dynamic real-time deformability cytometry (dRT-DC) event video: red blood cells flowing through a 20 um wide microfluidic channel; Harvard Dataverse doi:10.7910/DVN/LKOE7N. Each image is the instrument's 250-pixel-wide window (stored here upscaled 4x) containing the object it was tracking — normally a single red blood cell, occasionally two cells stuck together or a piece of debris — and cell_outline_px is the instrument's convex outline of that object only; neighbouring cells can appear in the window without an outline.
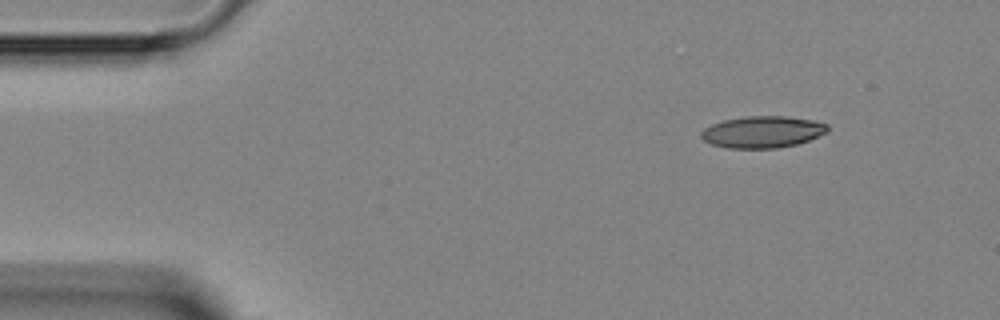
{"species": "Egyptian fruit bat (a non-hibernating species)", "species_latin": "Rousettus aegyptiacus", "temperature_condition": "room temperature", "stored_images_in_passage": 3, "camera_frame_rate_fps": 3000, "um_per_image_px": 0.085, "animal": {"sex": "female"}, "frame": {"image": 1, "passage_image": 1, "time_ms": 0.0, "image_size_px": [1000, 320], "cell_outline_px": [[828, 132], [808, 140], [796, 144], [780, 148], [728, 148], [712, 144], [704, 140], [700, 136], [700, 132], [704, 128], [712, 124], [724, 120], [744, 116], [784, 116], [812, 120], [828, 124]], "centroid_in_image_um": [64.81, 11.21], "position_along_channel_um": 20.2, "area_um2": 23.35}}
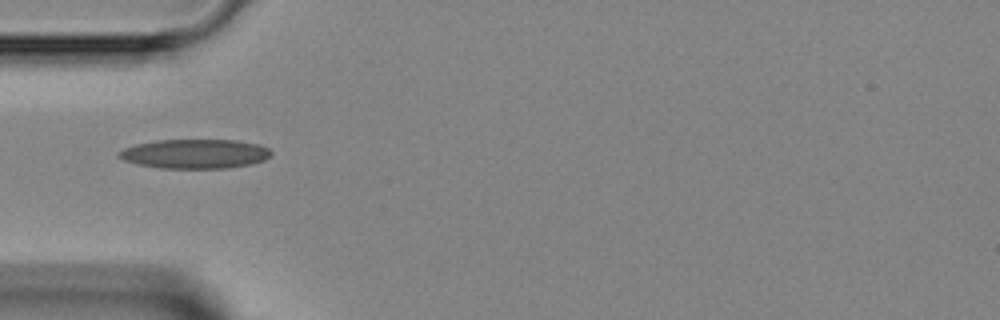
{"frame": {"image": 2, "passage_image": 3, "time_ms": 3.0, "image_size_px": [1000, 320], "cell_outline_px": [[272, 152], [264, 160], [252, 164], [228, 168], [160, 168], [136, 164], [124, 160], [116, 156], [116, 152], [124, 148], [136, 144], [156, 140], [236, 140], [260, 144], [268, 148]], "centroid_in_image_um": [16.54, 13.07], "position_along_channel_um": 68.5, "area_um2": 26.18}}